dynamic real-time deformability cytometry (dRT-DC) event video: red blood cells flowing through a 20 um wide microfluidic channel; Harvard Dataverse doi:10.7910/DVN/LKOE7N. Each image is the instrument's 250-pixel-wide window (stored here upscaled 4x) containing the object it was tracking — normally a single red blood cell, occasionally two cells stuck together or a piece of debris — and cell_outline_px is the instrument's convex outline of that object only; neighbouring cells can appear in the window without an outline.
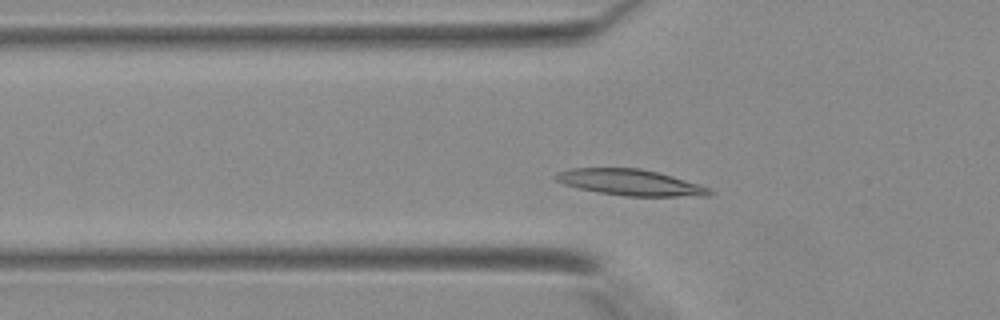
{"species": "Egyptian fruit bat (a non-hibernating species)", "species_latin": "Rousettus aegyptiacus", "temperature_condition": "warm", "stored_images_in_passage": 35, "camera_frame_rate_fps": 3000, "um_per_image_px": 0.085, "animal": {"sex": "female"}, "frame": {"image": 1, "passage_image": 8, "time_ms": 2.333, "image_size_px": [1000, 320], "cell_outline_px": [[716, 192], [708, 196], [624, 196], [600, 192], [580, 188], [564, 184], [556, 180], [552, 176], [556, 172], [572, 168], [640, 168], [672, 176], [700, 184], [712, 188]], "centroid_in_image_um": [53.62, 15.51], "position_along_channel_um": 72.2, "area_um2": 23.41}}
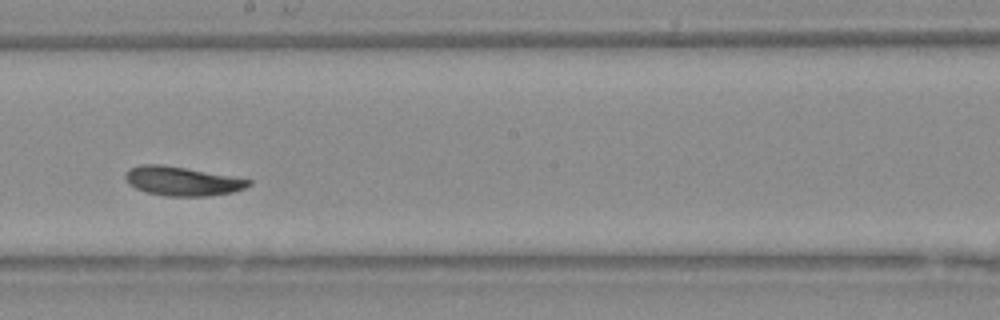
{"frame": {"image": 2, "passage_image": 18, "time_ms": 5.667, "image_size_px": [1000, 320], "cell_outline_px": [[252, 184], [244, 188], [232, 192], [208, 196], [164, 196], [144, 192], [128, 184], [124, 176], [132, 168], [140, 164], [160, 164], [184, 168], [252, 180]], "centroid_in_image_um": [15.46, 15.41], "position_along_channel_um": 232.7, "area_um2": 20.63}}
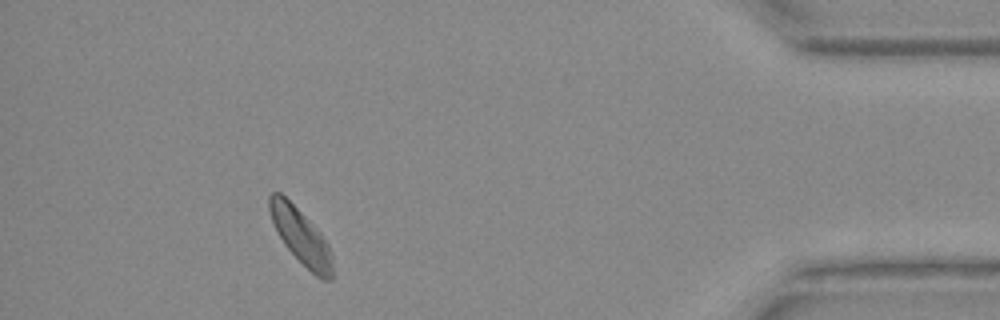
{"frame": {"image": 3, "passage_image": 32, "time_ms": 10.333, "image_size_px": [1000, 320], "cell_outline_px": [[332, 280], [324, 280], [316, 276], [284, 244], [272, 220], [268, 208], [268, 196], [272, 192], [280, 192], [320, 232], [328, 244], [332, 252]], "centroid_in_image_um": [25.58, 20.09], "position_along_channel_um": 409.6, "area_um2": 19.77}}